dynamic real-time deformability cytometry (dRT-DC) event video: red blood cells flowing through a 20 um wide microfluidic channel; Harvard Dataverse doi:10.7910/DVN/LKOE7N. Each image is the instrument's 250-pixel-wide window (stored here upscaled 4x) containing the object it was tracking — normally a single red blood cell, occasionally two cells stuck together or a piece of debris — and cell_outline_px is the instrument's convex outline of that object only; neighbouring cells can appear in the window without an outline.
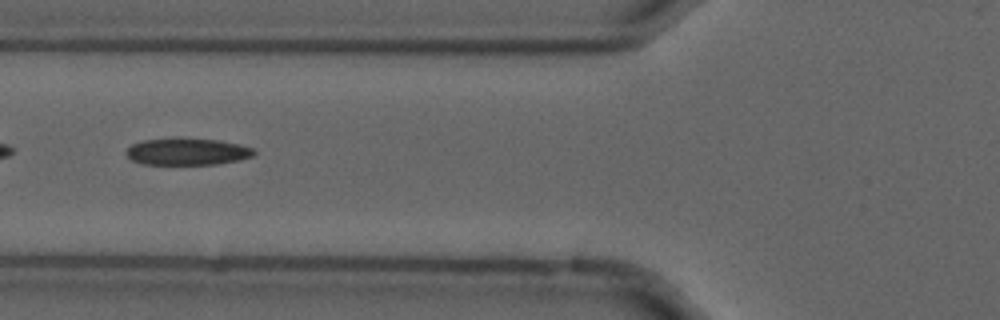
{"species": "common noctule bat (a hibernating species)", "species_latin": "Nyctalus noctula", "temperature_condition": "cold", "stored_images_in_passage": 32, "camera_frame_rate_fps": 3000, "um_per_image_px": 0.085, "animal": {"sex": "male", "forearm_length_mm": 52.5}, "frame": {"image": 1, "passage_image": 12, "time_ms": 3.667, "image_size_px": [1000, 320], "cell_outline_px": [[256, 152], [252, 156], [240, 160], [216, 164], [144, 164], [132, 160], [124, 152], [132, 144], [144, 140], [220, 140], [240, 144], [252, 148]], "centroid_in_image_um": [15.95, 12.92], "position_along_channel_um": 109.9, "area_um2": 19.36}}
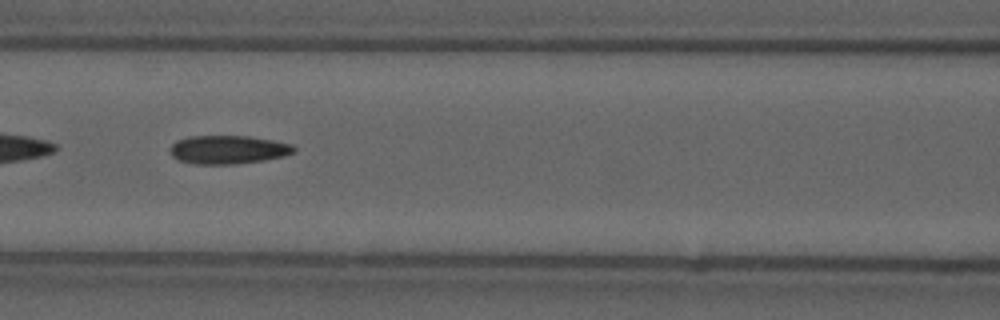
{"frame": {"image": 2, "passage_image": 15, "time_ms": 4.667, "image_size_px": [1000, 320], "cell_outline_px": [[296, 152], [284, 156], [264, 160], [236, 164], [196, 164], [180, 160], [172, 156], [172, 144], [176, 140], [188, 136], [248, 136], [272, 140], [292, 144], [296, 148]], "centroid_in_image_um": [19.43, 12.71], "position_along_channel_um": 147.2, "area_um2": 20.52}}